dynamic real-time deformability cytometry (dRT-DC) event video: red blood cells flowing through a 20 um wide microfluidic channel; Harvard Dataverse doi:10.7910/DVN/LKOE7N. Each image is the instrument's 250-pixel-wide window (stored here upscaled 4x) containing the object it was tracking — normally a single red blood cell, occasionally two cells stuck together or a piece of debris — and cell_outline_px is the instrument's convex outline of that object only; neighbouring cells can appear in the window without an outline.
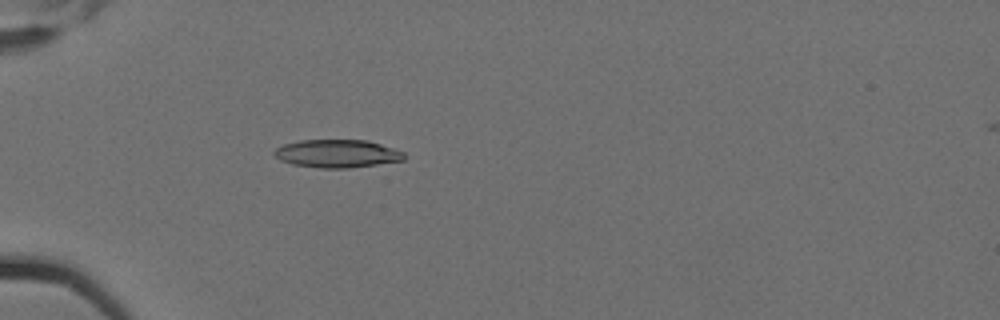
{"species": "Egyptian fruit bat (a non-hibernating species)", "species_latin": "Rousettus aegyptiacus", "temperature_condition": "cold", "stored_images_in_passage": 6, "camera_frame_rate_fps": 3000, "um_per_image_px": 0.085, "animal": {"sex": "female"}, "frame": {"image": 1, "passage_image": 5, "time_ms": 1.333, "image_size_px": [1000, 320], "cell_outline_px": [[404, 160], [348, 168], [320, 168], [292, 164], [280, 160], [272, 152], [276, 148], [284, 144], [300, 140], [368, 140], [404, 152]], "centroid_in_image_um": [28.63, 13.05], "position_along_channel_um": 56.4, "area_um2": 21.04}}